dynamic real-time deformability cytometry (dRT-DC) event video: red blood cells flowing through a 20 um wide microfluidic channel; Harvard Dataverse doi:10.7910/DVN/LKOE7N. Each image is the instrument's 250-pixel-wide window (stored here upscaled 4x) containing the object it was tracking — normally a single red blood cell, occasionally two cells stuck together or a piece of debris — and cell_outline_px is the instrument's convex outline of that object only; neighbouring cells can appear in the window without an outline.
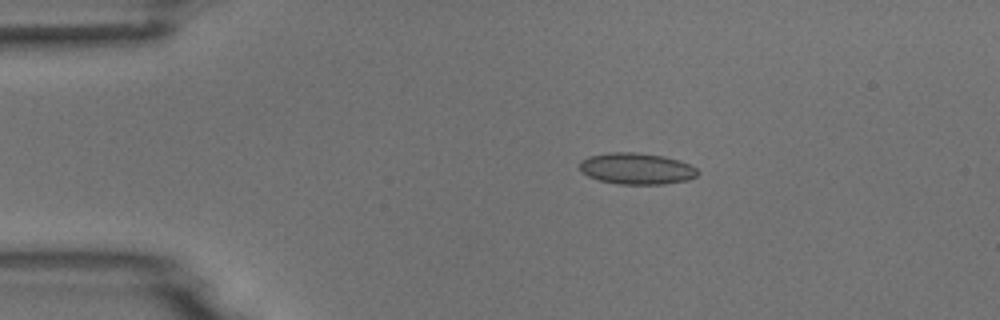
{"species": "common noctule bat (a hibernating species)", "species_latin": "Nyctalus noctula", "temperature_condition": "room temperature", "stored_images_in_passage": 5, "camera_frame_rate_fps": 3000, "um_per_image_px": 0.085, "animal": {"sex": "male", "body_mass_g": 18.8}, "frame": {"image": 1, "passage_image": 3, "time_ms": 0.667, "image_size_px": [1000, 320], "cell_outline_px": [[700, 172], [696, 176], [688, 180], [664, 184], [620, 184], [600, 180], [588, 176], [580, 172], [580, 160], [588, 156], [612, 152], [636, 152], [664, 156], [680, 160], [696, 168]], "centroid_in_image_um": [54.11, 14.33], "position_along_channel_um": 30.9, "area_um2": 21.68}}
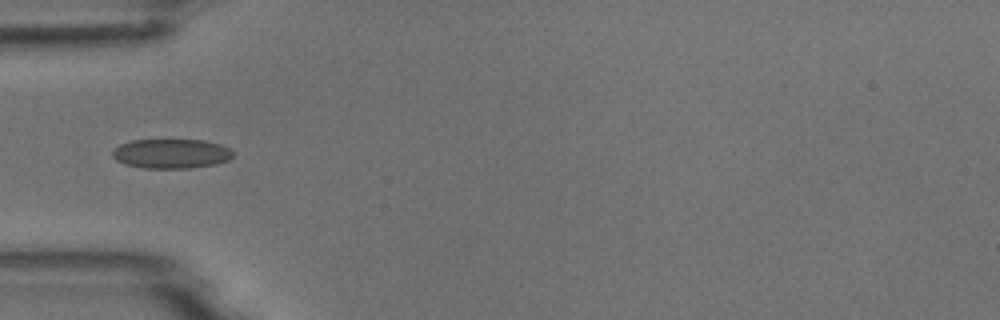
{"frame": {"image": 2, "passage_image": 5, "time_ms": 1.333, "image_size_px": [1000, 320], "cell_outline_px": [[232, 156], [228, 160], [216, 164], [188, 168], [144, 168], [124, 164], [116, 160], [112, 156], [112, 152], [120, 144], [132, 140], [204, 140], [220, 144], [228, 148], [232, 152]], "centroid_in_image_um": [14.54, 13.06], "position_along_channel_um": 70.5, "area_um2": 20.63}}